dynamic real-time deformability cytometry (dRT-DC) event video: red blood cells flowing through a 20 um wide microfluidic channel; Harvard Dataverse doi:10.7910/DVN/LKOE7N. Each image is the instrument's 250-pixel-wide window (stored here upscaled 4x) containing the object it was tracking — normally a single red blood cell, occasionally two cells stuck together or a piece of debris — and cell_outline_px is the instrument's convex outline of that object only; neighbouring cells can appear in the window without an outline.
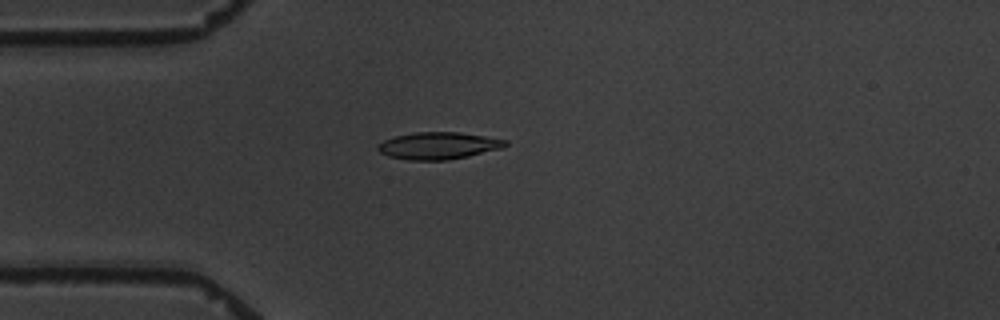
{"species": "common noctule bat (a hibernating species)", "species_latin": "Nyctalus noctula", "temperature_condition": "warm", "stored_images_in_passage": 5, "camera_frame_rate_fps": 3000, "um_per_image_px": 0.085, "animal": {"sex": "male", "body_mass_g": 19.5, "forearm_length_mm": 54.6}, "frame": {"image": 1, "passage_image": 5, "time_ms": 4.667, "image_size_px": [1000, 320], "cell_outline_px": [[508, 144], [504, 148], [468, 156], [448, 160], [408, 160], [388, 156], [380, 152], [376, 148], [376, 144], [384, 140], [396, 136], [416, 132], [460, 132], [508, 140]], "centroid_in_image_um": [37.27, 12.38], "position_along_channel_um": 47.7, "area_um2": 20.23}}